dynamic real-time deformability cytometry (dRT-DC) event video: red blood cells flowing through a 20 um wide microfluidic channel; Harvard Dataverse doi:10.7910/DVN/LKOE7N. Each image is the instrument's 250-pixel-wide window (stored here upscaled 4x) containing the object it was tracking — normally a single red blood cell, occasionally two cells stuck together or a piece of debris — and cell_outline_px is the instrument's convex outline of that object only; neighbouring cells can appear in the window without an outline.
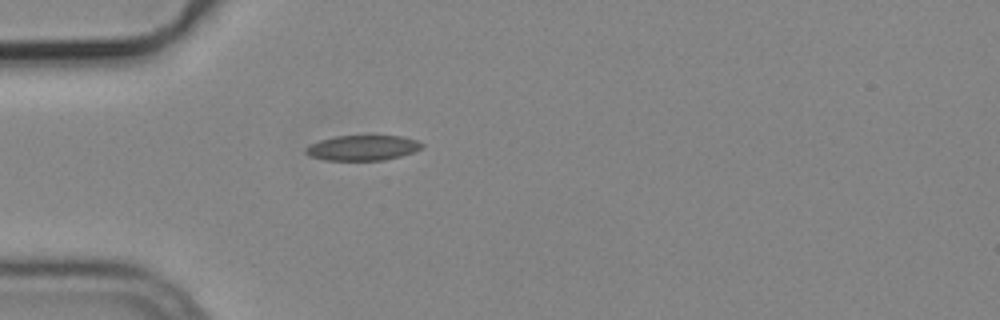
{"species": "common noctule bat (a hibernating species)", "species_latin": "Nyctalus noctula", "temperature_condition": "cold", "stored_images_in_passage": 1, "camera_frame_rate_fps": 3000, "um_per_image_px": 0.085, "animal": {"sex": "male", "body_mass_g": 19.2, "forearm_length_mm": 51.8}, "frame": {"image": 1, "passage_image": 1, "time_ms": 0.0, "image_size_px": [1000, 320], "cell_outline_px": [[424, 148], [400, 156], [384, 160], [324, 160], [308, 156], [304, 152], [304, 148], [320, 140], [336, 136], [400, 136], [416, 140], [424, 144]], "centroid_in_image_um": [30.81, 12.57], "position_along_channel_um": 54.2, "area_um2": 17.05}}